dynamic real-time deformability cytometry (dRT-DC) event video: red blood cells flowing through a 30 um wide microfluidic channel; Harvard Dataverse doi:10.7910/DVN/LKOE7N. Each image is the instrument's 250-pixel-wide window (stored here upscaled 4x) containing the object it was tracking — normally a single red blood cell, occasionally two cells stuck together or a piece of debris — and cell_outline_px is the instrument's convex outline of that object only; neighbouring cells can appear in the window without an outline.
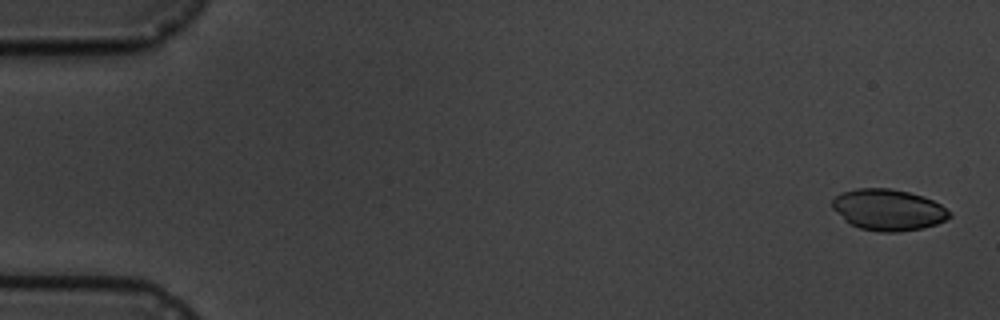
{"species": "common noctule bat (a hibernating species)", "species_latin": "Nyctalus noctula", "temperature_condition": "cold", "stored_images_in_passage": 11, "camera_frame_rate_fps": 3000, "um_per_image_px": 0.085, "animal": {"sex": "male", "body_mass_g": 19.5, "forearm_length_mm": 54.6}, "frame": {"image": 1, "passage_image": 1, "time_ms": 0.0, "image_size_px": [1000, 320], "cell_outline_px": [[952, 216], [936, 224], [924, 228], [900, 232], [880, 232], [860, 228], [844, 220], [832, 208], [832, 200], [836, 196], [844, 192], [856, 188], [892, 188], [924, 196], [940, 204]], "centroid_in_image_um": [75.49, 17.83], "position_along_channel_um": 9.5, "area_um2": 28.09}}
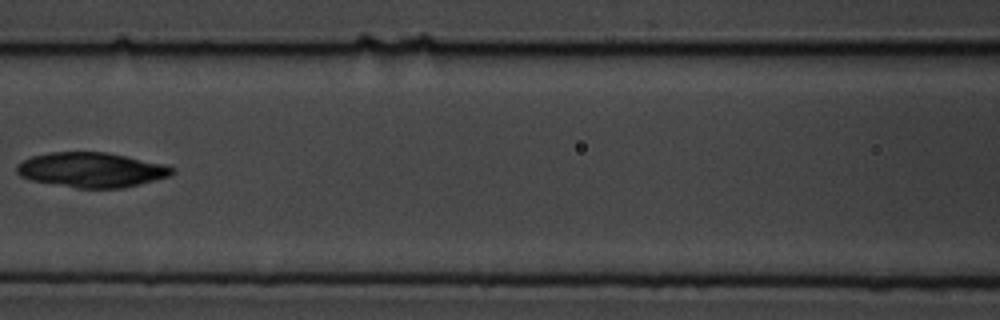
{"frame": {"image": 2, "passage_image": 7, "time_ms": 8.0, "image_size_px": [1000, 320], "cell_outline_px": [[176, 172], [168, 176], [140, 184], [124, 188], [76, 188], [32, 180], [20, 176], [16, 172], [16, 164], [32, 156], [52, 152], [104, 152], [168, 164], [176, 168]], "centroid_in_image_um": [7.81, 14.44], "position_along_channel_um": 158.8, "area_um2": 31.62}}
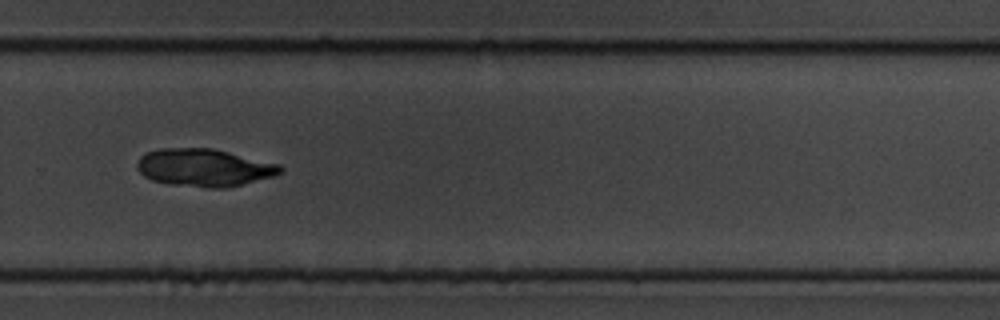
{"frame": {"image": 3, "passage_image": 11, "time_ms": 12.333, "image_size_px": [1000, 320], "cell_outline_px": [[284, 172], [276, 176], [228, 188], [208, 188], [172, 184], [152, 180], [144, 176], [136, 168], [136, 164], [140, 156], [148, 152], [160, 148], [212, 148], [280, 164], [284, 168]], "centroid_in_image_um": [17.4, 14.25], "position_along_channel_um": 312.4, "area_um2": 31.67}}